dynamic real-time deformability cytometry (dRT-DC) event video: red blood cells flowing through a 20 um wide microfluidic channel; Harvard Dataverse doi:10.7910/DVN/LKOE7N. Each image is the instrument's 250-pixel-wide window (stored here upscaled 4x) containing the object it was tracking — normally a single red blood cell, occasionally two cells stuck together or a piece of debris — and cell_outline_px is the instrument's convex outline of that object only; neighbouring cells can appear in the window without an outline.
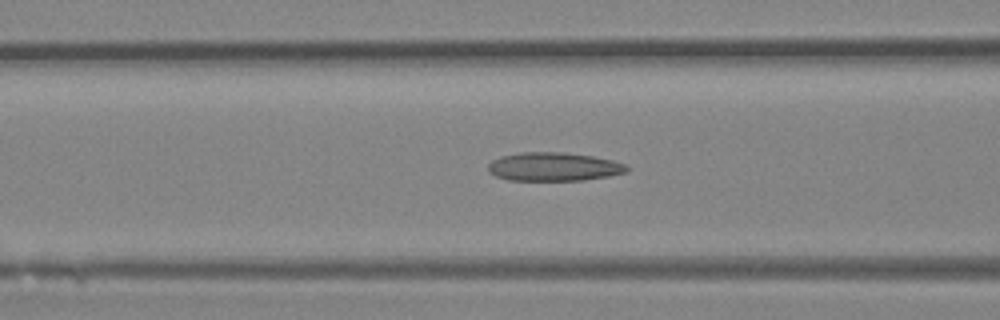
{"species": "Egyptian fruit bat (a non-hibernating species)", "species_latin": "Rousettus aegyptiacus", "temperature_condition": "room temperature", "stored_images_in_passage": 35, "camera_frame_rate_fps": 3000, "um_per_image_px": 0.085, "animal": {"sex": "female"}, "frame": {"image": 1, "passage_image": 17, "time_ms": 5.333, "image_size_px": [1000, 320], "cell_outline_px": [[628, 172], [608, 176], [584, 180], [508, 180], [496, 176], [488, 172], [488, 164], [492, 160], [500, 156], [520, 152], [564, 152], [592, 156], [612, 160], [628, 164]], "centroid_in_image_um": [47.07, 14.17], "position_along_channel_um": 119.5, "area_um2": 23.24}}
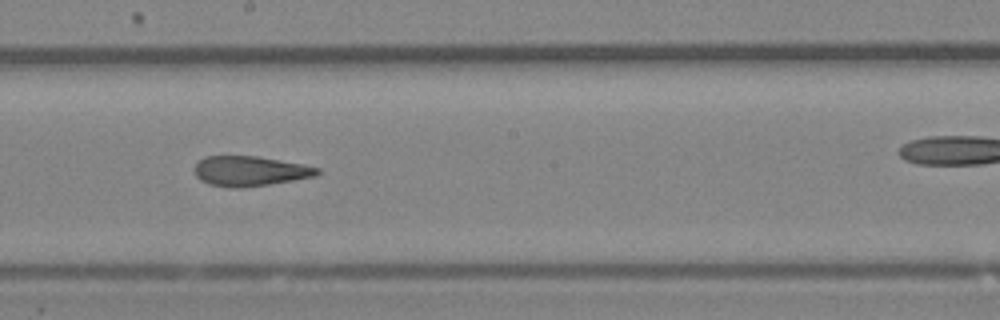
{"frame": {"image": 2, "passage_image": 24, "time_ms": 7.667, "image_size_px": [1000, 320], "cell_outline_px": [[320, 172], [316, 176], [268, 184], [240, 188], [232, 188], [208, 184], [200, 180], [196, 176], [192, 168], [204, 156], [256, 156], [300, 164], [320, 168]], "centroid_in_image_um": [21.18, 14.54], "position_along_channel_um": 227.0, "area_um2": 21.33}}
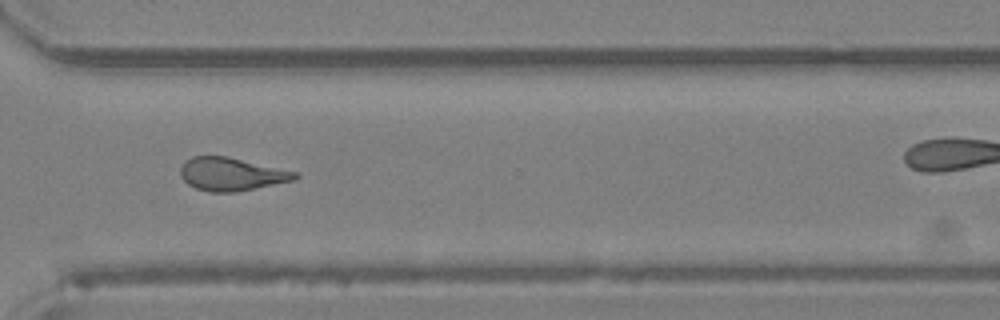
{"frame": {"image": 3, "passage_image": 32, "time_ms": 10.333, "image_size_px": [1000, 320], "cell_outline_px": [[300, 176], [296, 180], [236, 192], [208, 192], [196, 188], [188, 184], [180, 176], [180, 168], [184, 160], [192, 156], [228, 156], [300, 172]], "centroid_in_image_um": [19.7, 14.79], "position_along_channel_um": 350.9, "area_um2": 22.48}}